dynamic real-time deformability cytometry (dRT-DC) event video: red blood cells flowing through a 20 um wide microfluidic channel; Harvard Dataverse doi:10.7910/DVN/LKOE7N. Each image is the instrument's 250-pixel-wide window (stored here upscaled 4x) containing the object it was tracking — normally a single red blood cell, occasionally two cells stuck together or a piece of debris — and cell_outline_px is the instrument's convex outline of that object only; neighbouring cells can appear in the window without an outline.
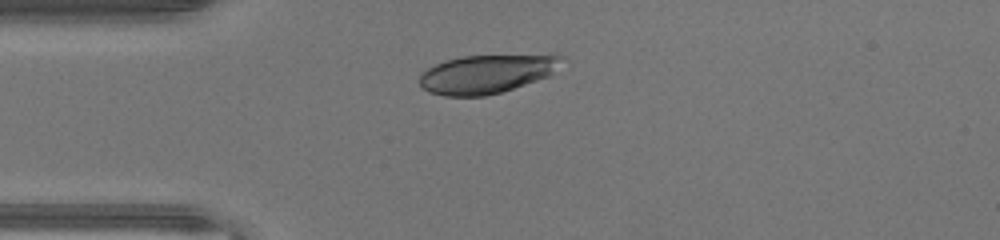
{"species": "human", "species_latin": "Homo sapiens", "temperature_condition": "warm", "stored_images_in_passage": 29, "camera_frame_rate_fps": 3000, "um_per_image_px": 0.085, "donor": {"sex": "male"}, "frame": {"image": 1, "passage_image": 1, "time_ms": 0.0, "image_size_px": [1000, 240], "cell_outline_px": [[564, 56], [552, 72], [548, 76], [500, 92], [484, 96], [444, 96], [428, 92], [420, 84], [420, 72], [436, 64], [448, 60], [464, 56], [552, 52]], "centroid_in_image_um": [41.41, 6.24], "position_along_channel_um": 43.6, "area_um2": 32.43}}
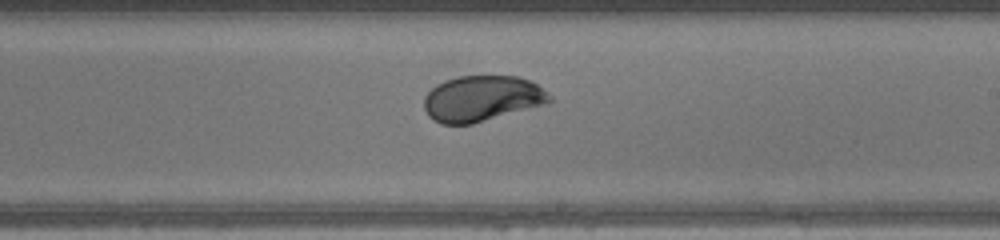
{"frame": {"image": 2, "passage_image": 16, "time_ms": 5.0, "image_size_px": [1000, 240], "cell_outline_px": [[552, 100], [540, 104], [472, 124], [440, 124], [432, 120], [428, 116], [424, 108], [424, 96], [436, 84], [444, 80], [460, 76], [520, 76], [536, 84], [548, 92], [552, 96]], "centroid_in_image_um": [40.89, 8.36], "position_along_channel_um": 248.1, "area_um2": 33.12}}
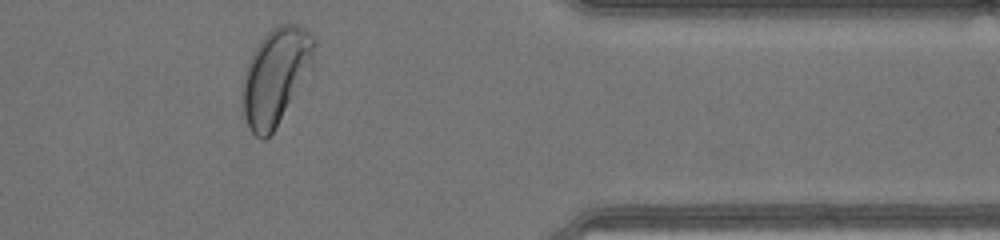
{"frame": {"image": 3, "passage_image": 27, "time_ms": 8.667, "image_size_px": [1000, 240], "cell_outline_px": [[316, 44], [312, 68], [276, 128], [264, 140], [260, 140], [248, 128], [244, 116], [240, 92], [244, 72], [252, 52], [260, 40], [272, 28], [280, 24], [300, 24], [308, 28], [312, 32], [316, 40]], "centroid_in_image_um": [23.44, 6.46], "position_along_channel_um": 388.0, "area_um2": 40.98}, "authors_computed_cell_mechanics": {"area_um2": 33.6396, "velocity_mm_per_s": 4.4433, "shape_relaxation_time_tau1_ms": 3.3927, "shape_relaxation_time_tau2_ms": null, "deformation_change_tau1": 0.1664, "deformation_change_tau2": null}}